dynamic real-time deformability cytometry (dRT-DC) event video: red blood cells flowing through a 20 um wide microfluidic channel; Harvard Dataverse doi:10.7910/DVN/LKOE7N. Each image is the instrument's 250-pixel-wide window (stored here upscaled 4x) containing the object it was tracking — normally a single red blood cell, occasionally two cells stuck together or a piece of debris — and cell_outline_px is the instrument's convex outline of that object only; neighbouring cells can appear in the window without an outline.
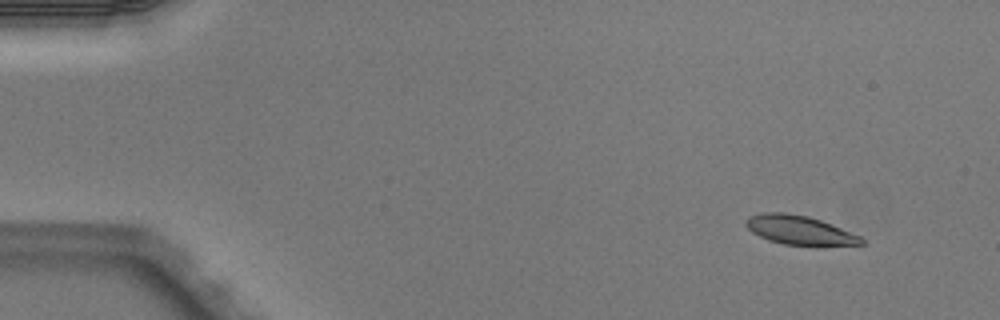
{"species": "Egyptian fruit bat (a non-hibernating species)", "species_latin": "Rousettus aegyptiacus", "temperature_condition": "warm", "stored_images_in_passage": 5, "camera_frame_rate_fps": 3000, "um_per_image_px": 0.085, "animal": {"sex": "male"}, "frame": {"image": 1, "passage_image": 2, "time_ms": 0.333, "image_size_px": [1000, 320], "cell_outline_px": [[868, 244], [816, 248], [784, 244], [768, 240], [752, 232], [744, 224], [744, 220], [748, 216], [764, 212], [784, 212], [808, 216], [832, 224], [860, 236]], "centroid_in_image_um": [68.02, 19.6], "position_along_channel_um": 17.0, "area_um2": 20.4}}
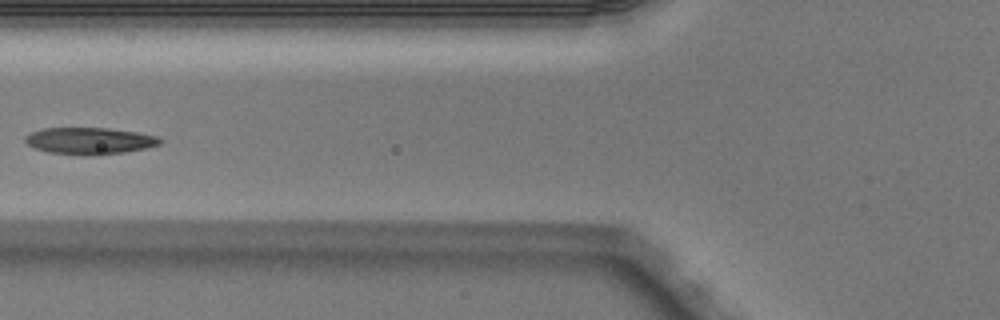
{"frame": {"image": 2, "passage_image": 5, "time_ms": 1.333, "image_size_px": [1000, 320], "cell_outline_px": [[164, 140], [160, 144], [144, 148], [124, 152], [96, 156], [80, 156], [48, 152], [32, 148], [24, 140], [32, 132], [44, 128], [108, 128], [136, 132], [160, 136]], "centroid_in_image_um": [7.64, 11.99], "position_along_channel_um": 118.2, "area_um2": 21.27}}